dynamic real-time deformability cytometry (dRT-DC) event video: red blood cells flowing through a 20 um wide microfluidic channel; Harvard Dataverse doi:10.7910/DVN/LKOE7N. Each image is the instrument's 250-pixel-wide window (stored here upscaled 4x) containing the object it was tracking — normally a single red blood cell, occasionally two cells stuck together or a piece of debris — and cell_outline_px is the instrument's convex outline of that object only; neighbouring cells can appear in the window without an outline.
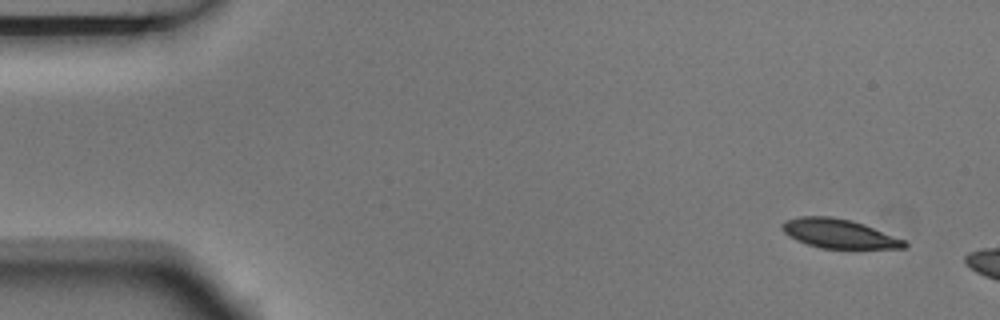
{"species": "Egyptian fruit bat (a non-hibernating species)", "species_latin": "Rousettus aegyptiacus", "temperature_condition": "room temperature", "stored_images_in_passage": 3, "camera_frame_rate_fps": 3000, "um_per_image_px": 0.085, "animal": {"sex": "male"}, "frame": {"image": 1, "passage_image": 1, "time_ms": 0.0, "image_size_px": [1000, 320], "cell_outline_px": [[908, 244], [904, 248], [820, 248], [796, 240], [788, 236], [780, 228], [780, 224], [784, 220], [800, 216], [832, 216], [852, 220], [864, 224], [904, 240]], "centroid_in_image_um": [71.24, 19.84], "position_along_channel_um": 13.8, "area_um2": 20.75}}